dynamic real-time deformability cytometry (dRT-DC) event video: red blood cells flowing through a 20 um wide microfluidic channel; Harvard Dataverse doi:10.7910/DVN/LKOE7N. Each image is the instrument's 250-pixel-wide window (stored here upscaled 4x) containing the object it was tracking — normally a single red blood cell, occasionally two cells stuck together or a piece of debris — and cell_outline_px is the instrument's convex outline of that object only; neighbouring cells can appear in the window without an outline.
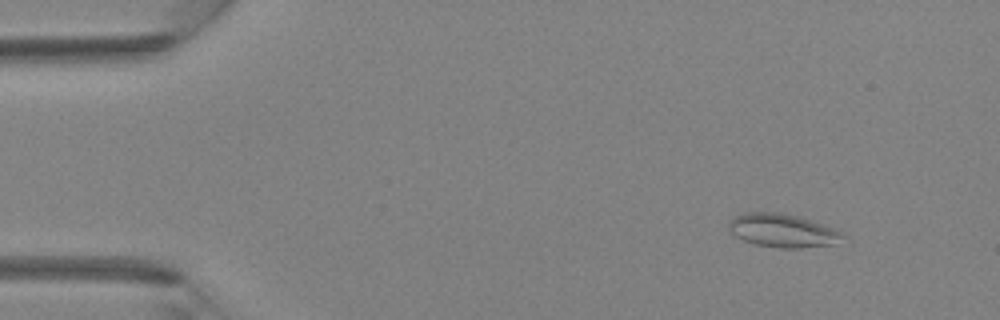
{"species": "Egyptian fruit bat (a non-hibernating species)", "species_latin": "Rousettus aegyptiacus", "temperature_condition": "room temperature", "stored_images_in_passage": 10, "camera_frame_rate_fps": 3000, "um_per_image_px": 0.085, "animal": {"sex": "female"}, "frame": {"image": 1, "passage_image": 1, "time_ms": 0.0, "image_size_px": [1000, 320], "cell_outline_px": [[844, 240], [836, 244], [800, 248], [780, 248], [756, 244], [744, 240], [736, 236], [728, 228], [728, 220], [744, 212], [784, 212], [800, 216], [812, 220], [844, 232]], "centroid_in_image_um": [66.56, 19.58], "position_along_channel_um": 18.4, "area_um2": 22.48}}